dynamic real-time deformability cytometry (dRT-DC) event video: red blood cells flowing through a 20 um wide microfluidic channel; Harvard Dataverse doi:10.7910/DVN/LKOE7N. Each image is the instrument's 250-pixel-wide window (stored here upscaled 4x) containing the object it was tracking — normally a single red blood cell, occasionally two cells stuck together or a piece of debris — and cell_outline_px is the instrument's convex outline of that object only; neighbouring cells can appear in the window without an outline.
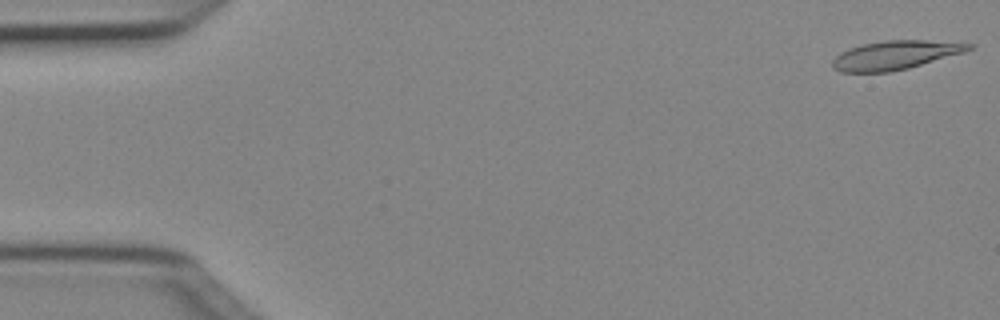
{"species": "Egyptian fruit bat (a non-hibernating species)", "species_latin": "Rousettus aegyptiacus", "temperature_condition": "cold", "stored_images_in_passage": 50, "camera_frame_rate_fps": 3000, "um_per_image_px": 0.085, "animal": {"sex": "female"}, "frame": {"image": 1, "passage_image": 1, "time_ms": 0.0, "image_size_px": [1000, 320], "cell_outline_px": [[976, 44], [972, 48], [964, 52], [908, 68], [888, 72], [840, 72], [832, 68], [832, 60], [840, 52], [860, 44], [884, 40], [924, 40]], "centroid_in_image_um": [76.05, 4.68], "position_along_channel_um": 8.9, "area_um2": 22.83}}
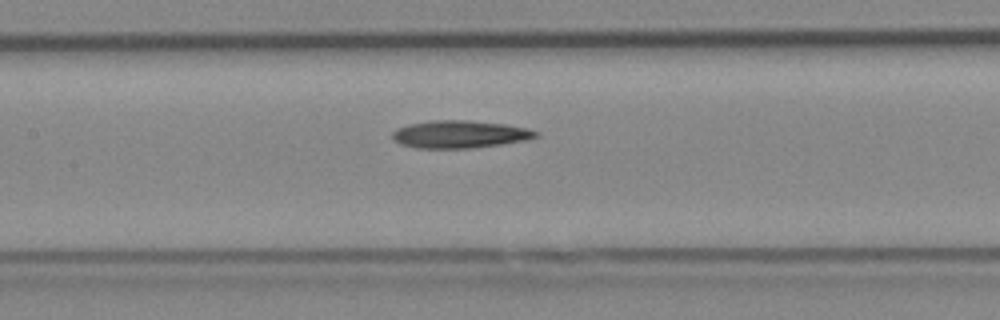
{"frame": {"image": 2, "passage_image": 23, "time_ms": 7.333, "image_size_px": [1000, 320], "cell_outline_px": [[540, 136], [528, 140], [472, 148], [416, 148], [400, 144], [392, 140], [392, 132], [396, 128], [408, 124], [432, 120], [468, 120], [504, 124], [528, 128], [540, 132]], "centroid_in_image_um": [39.08, 11.41], "position_along_channel_um": 168.3, "area_um2": 23.29}}
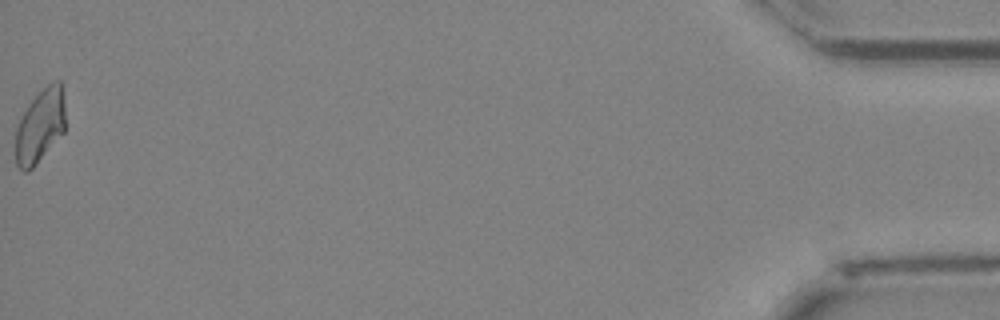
{"frame": {"image": 3, "passage_image": 50, "time_ms": 16.333, "image_size_px": [1000, 320], "cell_outline_px": [[64, 132], [36, 164], [28, 172], [24, 172], [16, 164], [16, 128], [24, 112], [32, 100], [48, 84], [56, 80], [60, 80], [64, 100]], "centroid_in_image_um": [3.41, 10.72], "position_along_channel_um": 431.8, "area_um2": 20.98}}